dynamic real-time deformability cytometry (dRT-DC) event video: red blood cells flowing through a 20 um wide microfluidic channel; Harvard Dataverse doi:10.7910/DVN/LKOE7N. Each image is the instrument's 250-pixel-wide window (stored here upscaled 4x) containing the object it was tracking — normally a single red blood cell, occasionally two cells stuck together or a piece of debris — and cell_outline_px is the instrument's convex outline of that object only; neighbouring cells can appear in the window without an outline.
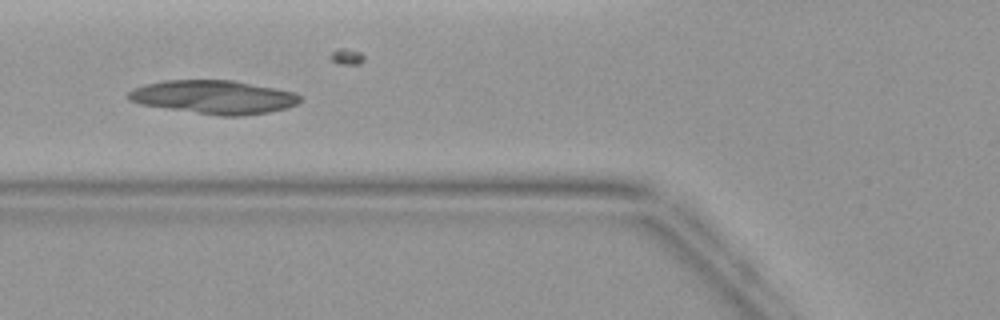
{"species": "common noctule bat (a hibernating species)", "species_latin": "Nyctalus noctula", "temperature_condition": "warm", "stored_images_in_passage": 6, "camera_frame_rate_fps": 3000, "um_per_image_px": 0.085, "animal": {"sex": "female", "body_mass_g": 19.9}, "frame": {"image": 1, "passage_image": 4, "time_ms": 4.333, "image_size_px": [1000, 320], "cell_outline_px": [[304, 100], [296, 104], [284, 108], [268, 112], [240, 116], [220, 116], [140, 104], [128, 100], [128, 92], [144, 84], [164, 80], [232, 80], [296, 92], [304, 96]], "centroid_in_image_um": [18.21, 8.24], "position_along_channel_um": 107.6, "area_um2": 33.52}}